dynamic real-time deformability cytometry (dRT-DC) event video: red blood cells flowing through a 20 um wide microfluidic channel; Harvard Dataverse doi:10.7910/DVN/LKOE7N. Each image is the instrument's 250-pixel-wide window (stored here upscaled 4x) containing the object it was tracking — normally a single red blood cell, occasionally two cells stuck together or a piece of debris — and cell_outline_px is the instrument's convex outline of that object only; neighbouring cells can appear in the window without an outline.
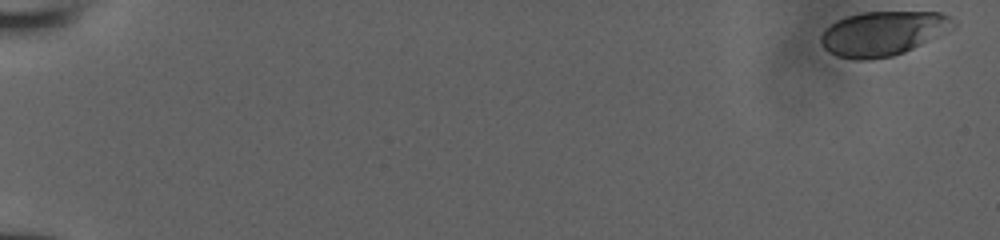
{"species": "human", "species_latin": "Homo sapiens", "temperature_condition": "room temperature", "stored_images_in_passage": 49, "camera_frame_rate_fps": 3000, "um_per_image_px": 0.085, "donor": {"sex": "male"}, "frame": {"image": 1, "passage_image": 1, "time_ms": 0.0, "image_size_px": [1000, 240], "cell_outline_px": [[948, 20], [936, 36], [904, 52], [892, 56], [872, 60], [856, 60], [836, 56], [828, 52], [820, 44], [820, 36], [824, 28], [836, 20], [848, 16], [864, 12], [940, 12], [948, 16]], "centroid_in_image_um": [74.82, 2.87], "position_along_channel_um": 10.2, "area_um2": 33.29}}
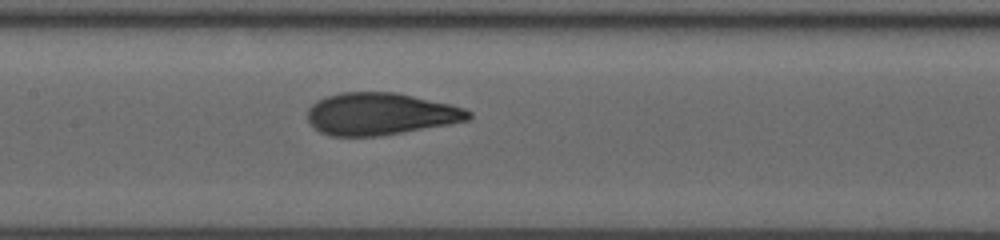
{"frame": {"image": 2, "passage_image": 28, "time_ms": 9.0, "image_size_px": [1000, 240], "cell_outline_px": [[472, 116], [468, 120], [448, 124], [380, 136], [332, 136], [320, 132], [308, 120], [308, 108], [316, 100], [340, 92], [396, 92], [448, 104], [464, 108], [472, 112]], "centroid_in_image_um": [32.31, 9.68], "position_along_channel_um": 175.1, "area_um2": 39.3}}
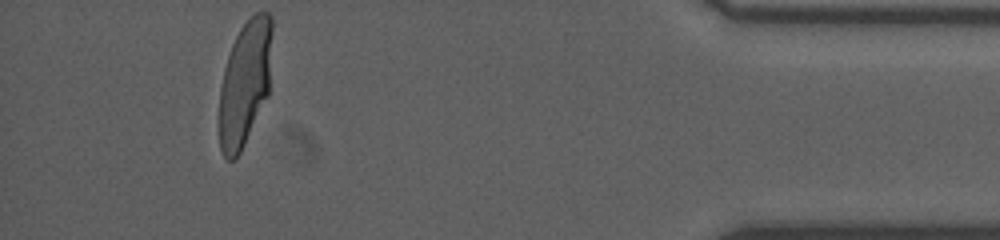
{"frame": {"image": 3, "passage_image": 49, "time_ms": 16.0, "image_size_px": [1000, 240], "cell_outline_px": [[272, 32], [268, 96], [240, 152], [232, 160], [228, 160], [224, 156], [220, 148], [220, 88], [224, 68], [232, 44], [240, 28], [256, 12], [268, 12], [272, 16]], "centroid_in_image_um": [20.83, 7.03], "position_along_channel_um": 414.4, "area_um2": 38.21}}